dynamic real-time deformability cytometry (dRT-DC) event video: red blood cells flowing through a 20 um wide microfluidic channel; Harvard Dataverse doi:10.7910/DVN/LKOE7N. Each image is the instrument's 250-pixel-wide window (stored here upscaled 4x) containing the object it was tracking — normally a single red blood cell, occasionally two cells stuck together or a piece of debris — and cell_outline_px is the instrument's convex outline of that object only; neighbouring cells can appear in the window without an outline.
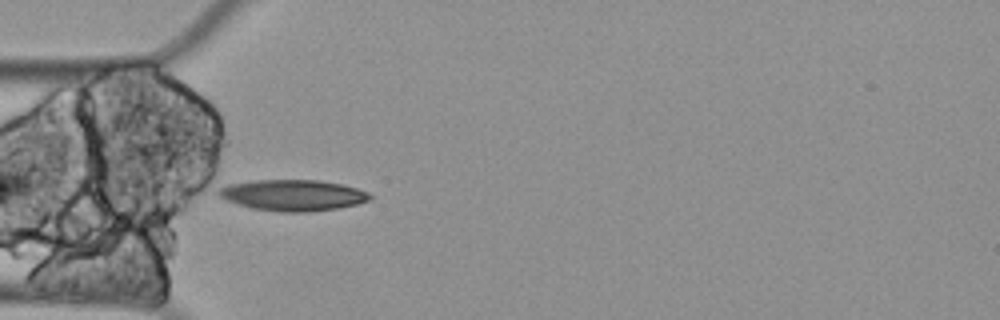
{"species": "Egyptian fruit bat (a non-hibernating species)", "species_latin": "Rousettus aegyptiacus", "temperature_condition": "cold", "stored_images_in_passage": 4, "camera_frame_rate_fps": 3000, "um_per_image_px": 0.085, "animal": {"sex": "female"}, "frame": {"image": 1, "passage_image": 1, "time_ms": 0.0, "image_size_px": [1000, 320], "cell_outline_px": [[372, 200], [356, 204], [336, 208], [308, 212], [280, 212], [252, 208], [228, 200], [220, 196], [216, 192], [220, 188], [228, 184], [256, 180], [320, 180], [340, 184], [356, 188], [368, 192], [372, 196]], "centroid_in_image_um": [24.92, 16.59], "position_along_channel_um": 60.1, "area_um2": 27.22}}